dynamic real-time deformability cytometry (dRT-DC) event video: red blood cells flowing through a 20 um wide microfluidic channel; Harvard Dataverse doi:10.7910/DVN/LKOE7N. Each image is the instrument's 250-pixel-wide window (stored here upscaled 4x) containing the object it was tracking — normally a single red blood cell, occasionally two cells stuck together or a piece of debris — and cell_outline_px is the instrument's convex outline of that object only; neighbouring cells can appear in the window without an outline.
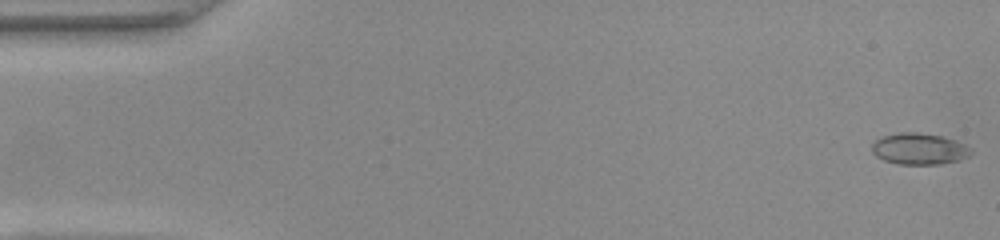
{"species": "common noctule bat (a hibernating species)", "species_latin": "Nyctalus noctula", "temperature_condition": "warm", "stored_images_in_passage": 16, "camera_frame_rate_fps": 3000, "um_per_image_px": 0.085, "animal": {"sex": "female", "body_mass_g": 22.0, "forearm_length_mm": 56.7}, "frame": {"image": 1, "passage_image": 1, "time_ms": 0.0, "image_size_px": [1000, 240], "cell_outline_px": [[972, 152], [968, 156], [956, 160], [940, 164], [896, 164], [884, 160], [876, 156], [872, 152], [872, 144], [880, 136], [900, 132], [916, 132], [940, 136], [956, 140], [972, 148]], "centroid_in_image_um": [78.1, 12.64], "position_along_channel_um": 6.9, "area_um2": 18.09}}
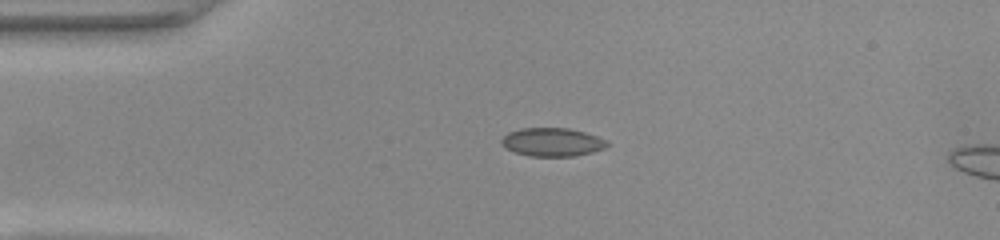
{"frame": {"image": 2, "passage_image": 12, "time_ms": 3.667, "image_size_px": [1000, 240], "cell_outline_px": [[608, 144], [604, 148], [592, 152], [572, 156], [528, 156], [516, 152], [508, 148], [500, 140], [508, 132], [520, 128], [568, 128], [584, 132], [608, 140]], "centroid_in_image_um": [46.95, 12.07], "position_along_channel_um": 38.0, "area_um2": 17.28}}